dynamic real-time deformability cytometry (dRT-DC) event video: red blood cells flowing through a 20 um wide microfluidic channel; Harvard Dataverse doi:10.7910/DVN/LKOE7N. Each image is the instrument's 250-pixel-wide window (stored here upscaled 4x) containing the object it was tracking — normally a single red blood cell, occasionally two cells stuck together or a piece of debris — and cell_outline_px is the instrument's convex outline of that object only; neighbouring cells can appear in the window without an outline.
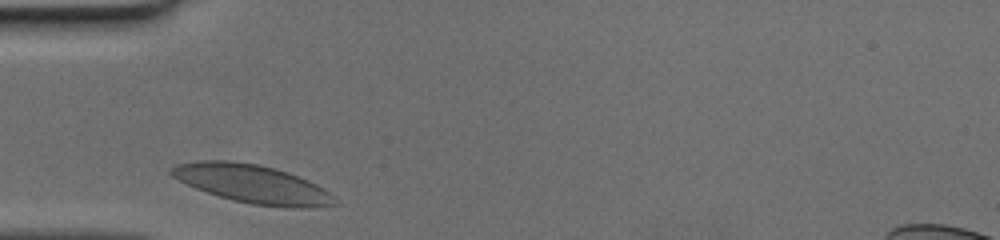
{"species": "human", "species_latin": "Homo sapiens", "temperature_condition": "cold", "stored_images_in_passage": 24, "camera_frame_rate_fps": 3000, "um_per_image_px": 0.085, "donor": {"sex": "female"}, "frame": {"image": 1, "passage_image": 1, "time_ms": 0.0, "image_size_px": [1000, 240], "cell_outline_px": [[340, 204], [300, 208], [292, 208], [252, 204], [232, 200], [196, 188], [172, 176], [168, 172], [168, 168], [176, 164], [196, 160], [228, 160], [260, 164], [288, 172], [308, 180], [324, 188]], "centroid_in_image_um": [21.43, 15.62], "position_along_channel_um": 63.6, "area_um2": 36.53}}
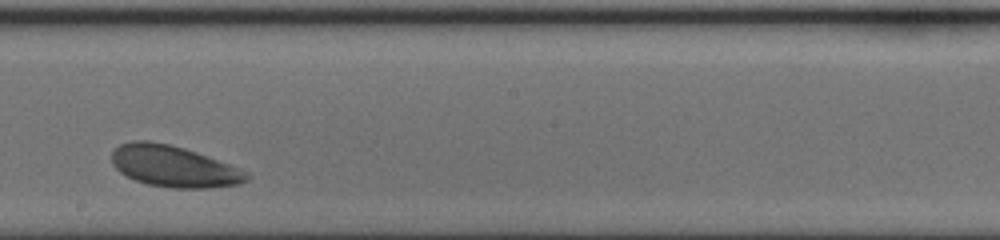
{"frame": {"image": 2, "passage_image": 14, "time_ms": 4.333, "image_size_px": [1000, 240], "cell_outline_px": [[252, 176], [248, 180], [240, 184], [208, 188], [172, 188], [148, 184], [136, 180], [120, 172], [112, 164], [112, 152], [120, 144], [132, 140], [148, 140], [168, 144], [184, 148], [196, 152], [228, 164], [248, 172]], "centroid_in_image_um": [14.77, 14.14], "position_along_channel_um": 233.4, "area_um2": 32.37}}
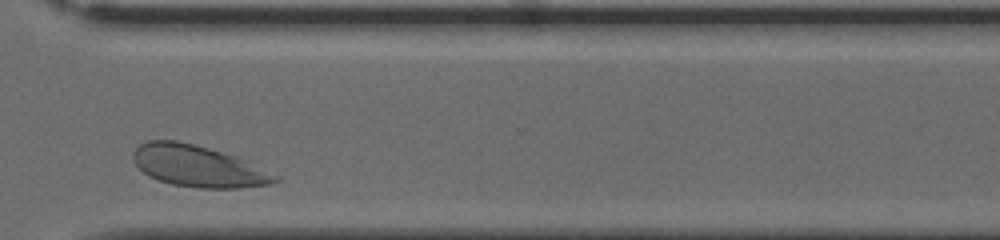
{"frame": {"image": 3, "passage_image": 23, "time_ms": 7.333, "image_size_px": [1000, 240], "cell_outline_px": [[280, 180], [272, 184], [240, 188], [196, 188], [172, 184], [148, 176], [132, 160], [132, 152], [140, 144], [148, 140], [176, 140], [208, 148], [236, 156], [280, 176]], "centroid_in_image_um": [16.85, 14.13], "position_along_channel_um": 353.8, "area_um2": 34.28}}